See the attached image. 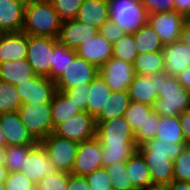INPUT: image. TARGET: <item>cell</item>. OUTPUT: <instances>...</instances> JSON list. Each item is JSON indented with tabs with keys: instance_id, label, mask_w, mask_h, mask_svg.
Instances as JSON below:
<instances>
[{
	"instance_id": "28",
	"label": "cell",
	"mask_w": 190,
	"mask_h": 190,
	"mask_svg": "<svg viewBox=\"0 0 190 190\" xmlns=\"http://www.w3.org/2000/svg\"><path fill=\"white\" fill-rule=\"evenodd\" d=\"M112 93L105 80L98 75L91 83L87 102V113L96 117Z\"/></svg>"
},
{
	"instance_id": "48",
	"label": "cell",
	"mask_w": 190,
	"mask_h": 190,
	"mask_svg": "<svg viewBox=\"0 0 190 190\" xmlns=\"http://www.w3.org/2000/svg\"><path fill=\"white\" fill-rule=\"evenodd\" d=\"M67 190H91V187L85 177L71 174Z\"/></svg>"
},
{
	"instance_id": "22",
	"label": "cell",
	"mask_w": 190,
	"mask_h": 190,
	"mask_svg": "<svg viewBox=\"0 0 190 190\" xmlns=\"http://www.w3.org/2000/svg\"><path fill=\"white\" fill-rule=\"evenodd\" d=\"M130 101L154 106L158 99L155 74L135 75L128 87Z\"/></svg>"
},
{
	"instance_id": "55",
	"label": "cell",
	"mask_w": 190,
	"mask_h": 190,
	"mask_svg": "<svg viewBox=\"0 0 190 190\" xmlns=\"http://www.w3.org/2000/svg\"><path fill=\"white\" fill-rule=\"evenodd\" d=\"M5 163V147H0V166H4Z\"/></svg>"
},
{
	"instance_id": "53",
	"label": "cell",
	"mask_w": 190,
	"mask_h": 190,
	"mask_svg": "<svg viewBox=\"0 0 190 190\" xmlns=\"http://www.w3.org/2000/svg\"><path fill=\"white\" fill-rule=\"evenodd\" d=\"M180 40L190 48V19H187L183 25Z\"/></svg>"
},
{
	"instance_id": "57",
	"label": "cell",
	"mask_w": 190,
	"mask_h": 190,
	"mask_svg": "<svg viewBox=\"0 0 190 190\" xmlns=\"http://www.w3.org/2000/svg\"><path fill=\"white\" fill-rule=\"evenodd\" d=\"M0 190H6L4 183H0Z\"/></svg>"
},
{
	"instance_id": "34",
	"label": "cell",
	"mask_w": 190,
	"mask_h": 190,
	"mask_svg": "<svg viewBox=\"0 0 190 190\" xmlns=\"http://www.w3.org/2000/svg\"><path fill=\"white\" fill-rule=\"evenodd\" d=\"M103 167L114 163L127 162L137 150L136 144L102 145Z\"/></svg>"
},
{
	"instance_id": "6",
	"label": "cell",
	"mask_w": 190,
	"mask_h": 190,
	"mask_svg": "<svg viewBox=\"0 0 190 190\" xmlns=\"http://www.w3.org/2000/svg\"><path fill=\"white\" fill-rule=\"evenodd\" d=\"M57 171L71 173L79 143L51 133L40 141Z\"/></svg>"
},
{
	"instance_id": "16",
	"label": "cell",
	"mask_w": 190,
	"mask_h": 190,
	"mask_svg": "<svg viewBox=\"0 0 190 190\" xmlns=\"http://www.w3.org/2000/svg\"><path fill=\"white\" fill-rule=\"evenodd\" d=\"M0 127L6 146L36 145L38 143L22 124L18 111L0 114Z\"/></svg>"
},
{
	"instance_id": "23",
	"label": "cell",
	"mask_w": 190,
	"mask_h": 190,
	"mask_svg": "<svg viewBox=\"0 0 190 190\" xmlns=\"http://www.w3.org/2000/svg\"><path fill=\"white\" fill-rule=\"evenodd\" d=\"M75 19L99 30L109 20L108 0H83Z\"/></svg>"
},
{
	"instance_id": "2",
	"label": "cell",
	"mask_w": 190,
	"mask_h": 190,
	"mask_svg": "<svg viewBox=\"0 0 190 190\" xmlns=\"http://www.w3.org/2000/svg\"><path fill=\"white\" fill-rule=\"evenodd\" d=\"M158 99L153 108L160 117L179 116L190 109V93L179 83L177 77L166 71L155 74Z\"/></svg>"
},
{
	"instance_id": "45",
	"label": "cell",
	"mask_w": 190,
	"mask_h": 190,
	"mask_svg": "<svg viewBox=\"0 0 190 190\" xmlns=\"http://www.w3.org/2000/svg\"><path fill=\"white\" fill-rule=\"evenodd\" d=\"M148 14L174 12V0H140Z\"/></svg>"
},
{
	"instance_id": "13",
	"label": "cell",
	"mask_w": 190,
	"mask_h": 190,
	"mask_svg": "<svg viewBox=\"0 0 190 190\" xmlns=\"http://www.w3.org/2000/svg\"><path fill=\"white\" fill-rule=\"evenodd\" d=\"M96 138L102 145L136 144L134 133L124 116L97 124Z\"/></svg>"
},
{
	"instance_id": "20",
	"label": "cell",
	"mask_w": 190,
	"mask_h": 190,
	"mask_svg": "<svg viewBox=\"0 0 190 190\" xmlns=\"http://www.w3.org/2000/svg\"><path fill=\"white\" fill-rule=\"evenodd\" d=\"M24 0H0V33L22 31Z\"/></svg>"
},
{
	"instance_id": "39",
	"label": "cell",
	"mask_w": 190,
	"mask_h": 190,
	"mask_svg": "<svg viewBox=\"0 0 190 190\" xmlns=\"http://www.w3.org/2000/svg\"><path fill=\"white\" fill-rule=\"evenodd\" d=\"M71 173L56 171L43 177L37 184L36 190H67Z\"/></svg>"
},
{
	"instance_id": "38",
	"label": "cell",
	"mask_w": 190,
	"mask_h": 190,
	"mask_svg": "<svg viewBox=\"0 0 190 190\" xmlns=\"http://www.w3.org/2000/svg\"><path fill=\"white\" fill-rule=\"evenodd\" d=\"M34 145L25 146H6L4 166L8 172H17L20 170L27 154Z\"/></svg>"
},
{
	"instance_id": "40",
	"label": "cell",
	"mask_w": 190,
	"mask_h": 190,
	"mask_svg": "<svg viewBox=\"0 0 190 190\" xmlns=\"http://www.w3.org/2000/svg\"><path fill=\"white\" fill-rule=\"evenodd\" d=\"M173 175L174 180L190 182V146H186L173 161Z\"/></svg>"
},
{
	"instance_id": "18",
	"label": "cell",
	"mask_w": 190,
	"mask_h": 190,
	"mask_svg": "<svg viewBox=\"0 0 190 190\" xmlns=\"http://www.w3.org/2000/svg\"><path fill=\"white\" fill-rule=\"evenodd\" d=\"M28 35L23 32L0 33V64L26 59Z\"/></svg>"
},
{
	"instance_id": "35",
	"label": "cell",
	"mask_w": 190,
	"mask_h": 190,
	"mask_svg": "<svg viewBox=\"0 0 190 190\" xmlns=\"http://www.w3.org/2000/svg\"><path fill=\"white\" fill-rule=\"evenodd\" d=\"M21 105L16 87L0 80V114L18 111Z\"/></svg>"
},
{
	"instance_id": "25",
	"label": "cell",
	"mask_w": 190,
	"mask_h": 190,
	"mask_svg": "<svg viewBox=\"0 0 190 190\" xmlns=\"http://www.w3.org/2000/svg\"><path fill=\"white\" fill-rule=\"evenodd\" d=\"M152 108L153 107L148 104L131 101L124 114L126 121L134 133L137 147L145 143V122L147 113Z\"/></svg>"
},
{
	"instance_id": "15",
	"label": "cell",
	"mask_w": 190,
	"mask_h": 190,
	"mask_svg": "<svg viewBox=\"0 0 190 190\" xmlns=\"http://www.w3.org/2000/svg\"><path fill=\"white\" fill-rule=\"evenodd\" d=\"M57 170L40 142L34 145L27 154L26 160L19 172L37 184L43 177L55 173Z\"/></svg>"
},
{
	"instance_id": "47",
	"label": "cell",
	"mask_w": 190,
	"mask_h": 190,
	"mask_svg": "<svg viewBox=\"0 0 190 190\" xmlns=\"http://www.w3.org/2000/svg\"><path fill=\"white\" fill-rule=\"evenodd\" d=\"M159 122L160 116L156 114L154 108H152L147 113V119L145 122V143L155 138Z\"/></svg>"
},
{
	"instance_id": "54",
	"label": "cell",
	"mask_w": 190,
	"mask_h": 190,
	"mask_svg": "<svg viewBox=\"0 0 190 190\" xmlns=\"http://www.w3.org/2000/svg\"><path fill=\"white\" fill-rule=\"evenodd\" d=\"M8 175L7 168L5 166H0V183H4Z\"/></svg>"
},
{
	"instance_id": "43",
	"label": "cell",
	"mask_w": 190,
	"mask_h": 190,
	"mask_svg": "<svg viewBox=\"0 0 190 190\" xmlns=\"http://www.w3.org/2000/svg\"><path fill=\"white\" fill-rule=\"evenodd\" d=\"M91 190H113L112 181L104 167L85 176Z\"/></svg>"
},
{
	"instance_id": "11",
	"label": "cell",
	"mask_w": 190,
	"mask_h": 190,
	"mask_svg": "<svg viewBox=\"0 0 190 190\" xmlns=\"http://www.w3.org/2000/svg\"><path fill=\"white\" fill-rule=\"evenodd\" d=\"M20 100L23 103H51L56 93L55 81L46 76L35 75L16 86Z\"/></svg>"
},
{
	"instance_id": "27",
	"label": "cell",
	"mask_w": 190,
	"mask_h": 190,
	"mask_svg": "<svg viewBox=\"0 0 190 190\" xmlns=\"http://www.w3.org/2000/svg\"><path fill=\"white\" fill-rule=\"evenodd\" d=\"M130 102L128 91L112 92L100 113L95 117L96 124L123 117Z\"/></svg>"
},
{
	"instance_id": "21",
	"label": "cell",
	"mask_w": 190,
	"mask_h": 190,
	"mask_svg": "<svg viewBox=\"0 0 190 190\" xmlns=\"http://www.w3.org/2000/svg\"><path fill=\"white\" fill-rule=\"evenodd\" d=\"M163 54L165 71L170 76L177 77L190 66V48L181 40L164 46Z\"/></svg>"
},
{
	"instance_id": "10",
	"label": "cell",
	"mask_w": 190,
	"mask_h": 190,
	"mask_svg": "<svg viewBox=\"0 0 190 190\" xmlns=\"http://www.w3.org/2000/svg\"><path fill=\"white\" fill-rule=\"evenodd\" d=\"M186 20L183 15L174 11L151 14L148 18V24L166 46L181 39L182 28Z\"/></svg>"
},
{
	"instance_id": "1",
	"label": "cell",
	"mask_w": 190,
	"mask_h": 190,
	"mask_svg": "<svg viewBox=\"0 0 190 190\" xmlns=\"http://www.w3.org/2000/svg\"><path fill=\"white\" fill-rule=\"evenodd\" d=\"M186 146V143L163 142L154 138L137 147L156 188H164L174 180L173 161Z\"/></svg>"
},
{
	"instance_id": "37",
	"label": "cell",
	"mask_w": 190,
	"mask_h": 190,
	"mask_svg": "<svg viewBox=\"0 0 190 190\" xmlns=\"http://www.w3.org/2000/svg\"><path fill=\"white\" fill-rule=\"evenodd\" d=\"M105 169L112 181L113 190H136L126 170V162L114 163Z\"/></svg>"
},
{
	"instance_id": "33",
	"label": "cell",
	"mask_w": 190,
	"mask_h": 190,
	"mask_svg": "<svg viewBox=\"0 0 190 190\" xmlns=\"http://www.w3.org/2000/svg\"><path fill=\"white\" fill-rule=\"evenodd\" d=\"M155 138L163 142L185 143L179 117H160Z\"/></svg>"
},
{
	"instance_id": "32",
	"label": "cell",
	"mask_w": 190,
	"mask_h": 190,
	"mask_svg": "<svg viewBox=\"0 0 190 190\" xmlns=\"http://www.w3.org/2000/svg\"><path fill=\"white\" fill-rule=\"evenodd\" d=\"M136 49L139 54L163 52L164 45L159 39V35L146 24L137 33L133 34Z\"/></svg>"
},
{
	"instance_id": "26",
	"label": "cell",
	"mask_w": 190,
	"mask_h": 190,
	"mask_svg": "<svg viewBox=\"0 0 190 190\" xmlns=\"http://www.w3.org/2000/svg\"><path fill=\"white\" fill-rule=\"evenodd\" d=\"M36 74L27 59L9 61L0 64V80L16 86L28 79H32Z\"/></svg>"
},
{
	"instance_id": "44",
	"label": "cell",
	"mask_w": 190,
	"mask_h": 190,
	"mask_svg": "<svg viewBox=\"0 0 190 190\" xmlns=\"http://www.w3.org/2000/svg\"><path fill=\"white\" fill-rule=\"evenodd\" d=\"M4 185L6 190H36V184L19 171L8 172Z\"/></svg>"
},
{
	"instance_id": "17",
	"label": "cell",
	"mask_w": 190,
	"mask_h": 190,
	"mask_svg": "<svg viewBox=\"0 0 190 190\" xmlns=\"http://www.w3.org/2000/svg\"><path fill=\"white\" fill-rule=\"evenodd\" d=\"M97 34H99L98 29L74 18L62 22L57 39L68 48L77 50L80 45L90 41Z\"/></svg>"
},
{
	"instance_id": "36",
	"label": "cell",
	"mask_w": 190,
	"mask_h": 190,
	"mask_svg": "<svg viewBox=\"0 0 190 190\" xmlns=\"http://www.w3.org/2000/svg\"><path fill=\"white\" fill-rule=\"evenodd\" d=\"M137 56L138 51L133 34H125L124 37L113 44V58L121 59L133 65Z\"/></svg>"
},
{
	"instance_id": "3",
	"label": "cell",
	"mask_w": 190,
	"mask_h": 190,
	"mask_svg": "<svg viewBox=\"0 0 190 190\" xmlns=\"http://www.w3.org/2000/svg\"><path fill=\"white\" fill-rule=\"evenodd\" d=\"M61 24L50 0L26 2L22 31L27 35L58 38Z\"/></svg>"
},
{
	"instance_id": "41",
	"label": "cell",
	"mask_w": 190,
	"mask_h": 190,
	"mask_svg": "<svg viewBox=\"0 0 190 190\" xmlns=\"http://www.w3.org/2000/svg\"><path fill=\"white\" fill-rule=\"evenodd\" d=\"M62 22L76 17L83 0H50Z\"/></svg>"
},
{
	"instance_id": "52",
	"label": "cell",
	"mask_w": 190,
	"mask_h": 190,
	"mask_svg": "<svg viewBox=\"0 0 190 190\" xmlns=\"http://www.w3.org/2000/svg\"><path fill=\"white\" fill-rule=\"evenodd\" d=\"M165 190H190V182L173 180L164 187Z\"/></svg>"
},
{
	"instance_id": "8",
	"label": "cell",
	"mask_w": 190,
	"mask_h": 190,
	"mask_svg": "<svg viewBox=\"0 0 190 190\" xmlns=\"http://www.w3.org/2000/svg\"><path fill=\"white\" fill-rule=\"evenodd\" d=\"M99 75V68L80 56H76L65 72L55 80L57 91L74 88L81 84H90Z\"/></svg>"
},
{
	"instance_id": "46",
	"label": "cell",
	"mask_w": 190,
	"mask_h": 190,
	"mask_svg": "<svg viewBox=\"0 0 190 190\" xmlns=\"http://www.w3.org/2000/svg\"><path fill=\"white\" fill-rule=\"evenodd\" d=\"M99 33L112 45L125 36V33L110 19L99 29Z\"/></svg>"
},
{
	"instance_id": "30",
	"label": "cell",
	"mask_w": 190,
	"mask_h": 190,
	"mask_svg": "<svg viewBox=\"0 0 190 190\" xmlns=\"http://www.w3.org/2000/svg\"><path fill=\"white\" fill-rule=\"evenodd\" d=\"M135 75H153L165 71L163 52L143 53L133 63Z\"/></svg>"
},
{
	"instance_id": "58",
	"label": "cell",
	"mask_w": 190,
	"mask_h": 190,
	"mask_svg": "<svg viewBox=\"0 0 190 190\" xmlns=\"http://www.w3.org/2000/svg\"><path fill=\"white\" fill-rule=\"evenodd\" d=\"M153 190H165L164 188H155Z\"/></svg>"
},
{
	"instance_id": "29",
	"label": "cell",
	"mask_w": 190,
	"mask_h": 190,
	"mask_svg": "<svg viewBox=\"0 0 190 190\" xmlns=\"http://www.w3.org/2000/svg\"><path fill=\"white\" fill-rule=\"evenodd\" d=\"M52 121L54 128L66 120L73 118L82 111L60 91H56L51 102Z\"/></svg>"
},
{
	"instance_id": "14",
	"label": "cell",
	"mask_w": 190,
	"mask_h": 190,
	"mask_svg": "<svg viewBox=\"0 0 190 190\" xmlns=\"http://www.w3.org/2000/svg\"><path fill=\"white\" fill-rule=\"evenodd\" d=\"M99 75L105 80L112 92L128 91L135 71L132 64L112 57L99 68Z\"/></svg>"
},
{
	"instance_id": "49",
	"label": "cell",
	"mask_w": 190,
	"mask_h": 190,
	"mask_svg": "<svg viewBox=\"0 0 190 190\" xmlns=\"http://www.w3.org/2000/svg\"><path fill=\"white\" fill-rule=\"evenodd\" d=\"M178 117L183 131L185 143L187 146H190V109L182 112Z\"/></svg>"
},
{
	"instance_id": "42",
	"label": "cell",
	"mask_w": 190,
	"mask_h": 190,
	"mask_svg": "<svg viewBox=\"0 0 190 190\" xmlns=\"http://www.w3.org/2000/svg\"><path fill=\"white\" fill-rule=\"evenodd\" d=\"M90 84H81L74 88L65 90L63 93L73 102L82 112H87V102Z\"/></svg>"
},
{
	"instance_id": "4",
	"label": "cell",
	"mask_w": 190,
	"mask_h": 190,
	"mask_svg": "<svg viewBox=\"0 0 190 190\" xmlns=\"http://www.w3.org/2000/svg\"><path fill=\"white\" fill-rule=\"evenodd\" d=\"M109 19L125 34L137 33L148 24L149 14L140 0H108Z\"/></svg>"
},
{
	"instance_id": "19",
	"label": "cell",
	"mask_w": 190,
	"mask_h": 190,
	"mask_svg": "<svg viewBox=\"0 0 190 190\" xmlns=\"http://www.w3.org/2000/svg\"><path fill=\"white\" fill-rule=\"evenodd\" d=\"M77 55L100 68L112 58L113 45L99 33L76 50Z\"/></svg>"
},
{
	"instance_id": "50",
	"label": "cell",
	"mask_w": 190,
	"mask_h": 190,
	"mask_svg": "<svg viewBox=\"0 0 190 190\" xmlns=\"http://www.w3.org/2000/svg\"><path fill=\"white\" fill-rule=\"evenodd\" d=\"M175 11L183 15L186 19L190 18V0H174Z\"/></svg>"
},
{
	"instance_id": "7",
	"label": "cell",
	"mask_w": 190,
	"mask_h": 190,
	"mask_svg": "<svg viewBox=\"0 0 190 190\" xmlns=\"http://www.w3.org/2000/svg\"><path fill=\"white\" fill-rule=\"evenodd\" d=\"M55 38L28 35L27 61L36 75L51 79Z\"/></svg>"
},
{
	"instance_id": "5",
	"label": "cell",
	"mask_w": 190,
	"mask_h": 190,
	"mask_svg": "<svg viewBox=\"0 0 190 190\" xmlns=\"http://www.w3.org/2000/svg\"><path fill=\"white\" fill-rule=\"evenodd\" d=\"M18 115L38 142L54 131L51 103H23L18 109Z\"/></svg>"
},
{
	"instance_id": "31",
	"label": "cell",
	"mask_w": 190,
	"mask_h": 190,
	"mask_svg": "<svg viewBox=\"0 0 190 190\" xmlns=\"http://www.w3.org/2000/svg\"><path fill=\"white\" fill-rule=\"evenodd\" d=\"M76 56V50L68 48L55 38V47L51 62V80H57Z\"/></svg>"
},
{
	"instance_id": "24",
	"label": "cell",
	"mask_w": 190,
	"mask_h": 190,
	"mask_svg": "<svg viewBox=\"0 0 190 190\" xmlns=\"http://www.w3.org/2000/svg\"><path fill=\"white\" fill-rule=\"evenodd\" d=\"M126 170L136 190H153L152 178L142 155L136 150L126 162Z\"/></svg>"
},
{
	"instance_id": "51",
	"label": "cell",
	"mask_w": 190,
	"mask_h": 190,
	"mask_svg": "<svg viewBox=\"0 0 190 190\" xmlns=\"http://www.w3.org/2000/svg\"><path fill=\"white\" fill-rule=\"evenodd\" d=\"M177 80L190 93V66L177 76Z\"/></svg>"
},
{
	"instance_id": "12",
	"label": "cell",
	"mask_w": 190,
	"mask_h": 190,
	"mask_svg": "<svg viewBox=\"0 0 190 190\" xmlns=\"http://www.w3.org/2000/svg\"><path fill=\"white\" fill-rule=\"evenodd\" d=\"M102 144L94 137L79 143L71 174L85 177L103 167Z\"/></svg>"
},
{
	"instance_id": "56",
	"label": "cell",
	"mask_w": 190,
	"mask_h": 190,
	"mask_svg": "<svg viewBox=\"0 0 190 190\" xmlns=\"http://www.w3.org/2000/svg\"><path fill=\"white\" fill-rule=\"evenodd\" d=\"M0 147H6V141L4 138V134L1 131V127H0Z\"/></svg>"
},
{
	"instance_id": "9",
	"label": "cell",
	"mask_w": 190,
	"mask_h": 190,
	"mask_svg": "<svg viewBox=\"0 0 190 190\" xmlns=\"http://www.w3.org/2000/svg\"><path fill=\"white\" fill-rule=\"evenodd\" d=\"M96 119L87 112H81L73 118L58 124L53 133L60 137L81 143L96 137Z\"/></svg>"
}]
</instances>
